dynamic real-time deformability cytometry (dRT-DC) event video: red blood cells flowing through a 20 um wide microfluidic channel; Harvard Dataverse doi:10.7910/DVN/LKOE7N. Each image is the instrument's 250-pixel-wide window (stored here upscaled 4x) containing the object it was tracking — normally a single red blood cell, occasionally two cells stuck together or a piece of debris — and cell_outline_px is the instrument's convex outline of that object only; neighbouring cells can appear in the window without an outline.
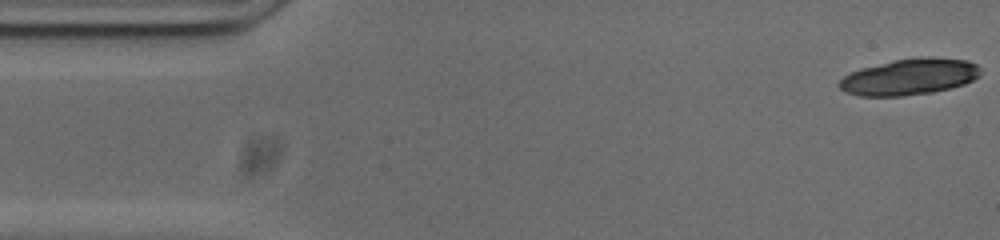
{"species": "common noctule bat (a hibernating species)", "species_latin": "Nyctalus noctula", "temperature_condition": "cold", "stored_images_in_passage": 20, "camera_frame_rate_fps": 3000, "um_per_image_px": 0.085, "animal": {"sex": "male", "body_mass_g": 20.0, "forearm_length_mm": 53.3}, "frame": {"image": 1, "passage_image": 1, "time_ms": 0.0, "image_size_px": [1000, 240], "cell_outline_px": [[980, 76], [964, 84], [932, 92], [904, 96], [860, 96], [844, 92], [836, 84], [844, 76], [860, 68], [892, 60], [916, 56], [928, 56], [968, 60], [976, 64], [980, 68]], "centroid_in_image_um": [77.29, 6.51], "position_along_channel_um": 7.7, "area_um2": 30.17}}